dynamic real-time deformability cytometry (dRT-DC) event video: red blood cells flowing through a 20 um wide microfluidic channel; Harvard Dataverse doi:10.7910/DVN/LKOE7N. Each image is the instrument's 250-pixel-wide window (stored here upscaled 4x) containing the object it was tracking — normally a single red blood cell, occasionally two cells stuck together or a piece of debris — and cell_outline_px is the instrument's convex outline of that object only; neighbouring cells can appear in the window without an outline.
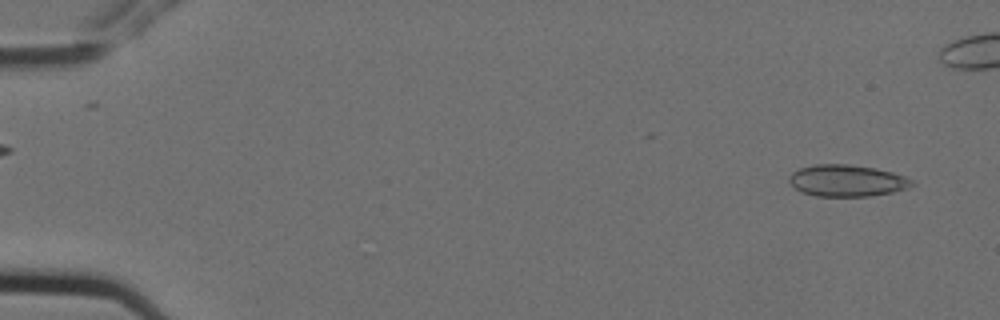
{"species": "Egyptian fruit bat (a non-hibernating species)", "species_latin": "Rousettus aegyptiacus", "temperature_condition": "cold", "stored_images_in_passage": 7, "segment_of_instrument_passage": [2, 2], "camera_frame_rate_fps": 3000, "um_per_image_px": 0.085, "animal": {"sex": "female"}, "frame": {"image": 1, "passage_image": 7, "time_ms": 2.0, "image_size_px": [1000, 320], "cell_outline_px": [[916, 184], [908, 188], [892, 192], [868, 196], [816, 196], [800, 192], [788, 180], [788, 176], [792, 172], [800, 168], [816, 164], [848, 164], [876, 168], [892, 172], [916, 180]], "centroid_in_image_um": [72.01, 15.35], "position_along_channel_um": 13.0, "area_um2": 22.83}}